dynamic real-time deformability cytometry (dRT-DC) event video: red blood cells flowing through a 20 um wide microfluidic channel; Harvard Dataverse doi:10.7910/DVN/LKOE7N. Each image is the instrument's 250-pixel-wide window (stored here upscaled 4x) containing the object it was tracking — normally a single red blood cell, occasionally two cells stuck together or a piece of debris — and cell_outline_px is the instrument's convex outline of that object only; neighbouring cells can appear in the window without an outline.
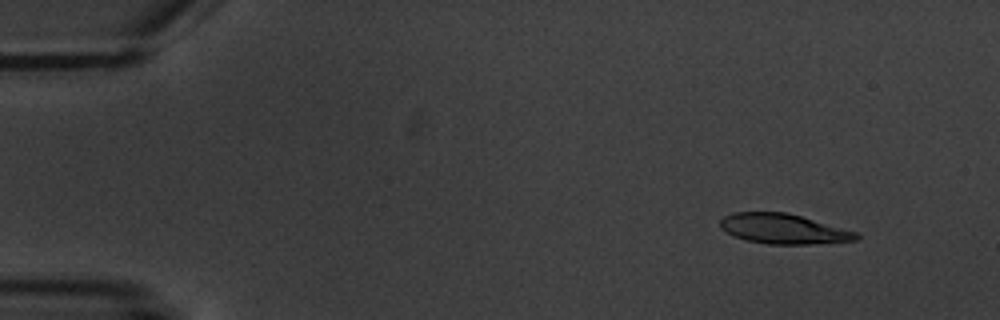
{"species": "common noctule bat (a hibernating species)", "species_latin": "Nyctalus noctula", "temperature_condition": "warm", "stored_images_in_passage": 3, "camera_frame_rate_fps": 3000, "um_per_image_px": 0.085, "animal": {"sex": "male", "body_mass_g": 20.1, "forearm_length_mm": 53.5}, "frame": {"image": 1, "passage_image": 1, "time_ms": 0.0, "image_size_px": [1000, 320], "cell_outline_px": [[860, 236], [856, 240], [812, 244], [768, 244], [748, 240], [736, 236], [720, 228], [720, 220], [724, 216], [732, 212], [788, 212], [860, 232]], "centroid_in_image_um": [66.64, 19.44], "position_along_channel_um": 18.4, "area_um2": 23.87}}